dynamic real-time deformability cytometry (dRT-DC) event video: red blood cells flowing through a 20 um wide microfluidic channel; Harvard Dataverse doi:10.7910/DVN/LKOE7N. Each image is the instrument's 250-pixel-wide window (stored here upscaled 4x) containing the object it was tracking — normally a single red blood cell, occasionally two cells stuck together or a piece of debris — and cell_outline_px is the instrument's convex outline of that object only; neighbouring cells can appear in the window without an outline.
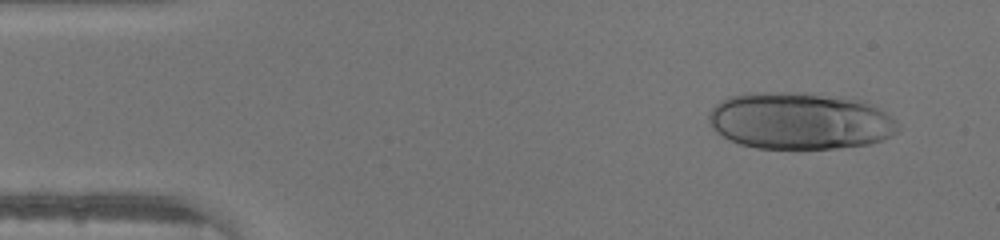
{"species": "human", "species_latin": "Homo sapiens", "temperature_condition": "warm", "stored_images_in_passage": 44, "camera_frame_rate_fps": 3000, "um_per_image_px": 0.085, "donor": {"sex": "male"}, "frame": {"image": 1, "passage_image": 3, "time_ms": 0.667, "image_size_px": [1000, 240], "cell_outline_px": [[900, 128], [892, 136], [868, 144], [836, 148], [756, 148], [740, 144], [728, 140], [716, 132], [708, 124], [708, 112], [720, 100], [728, 96], [748, 92], [800, 92], [868, 100], [892, 116], [900, 124]], "centroid_in_image_um": [67.99, 10.26], "position_along_channel_um": 17.0, "area_um2": 63.75}}
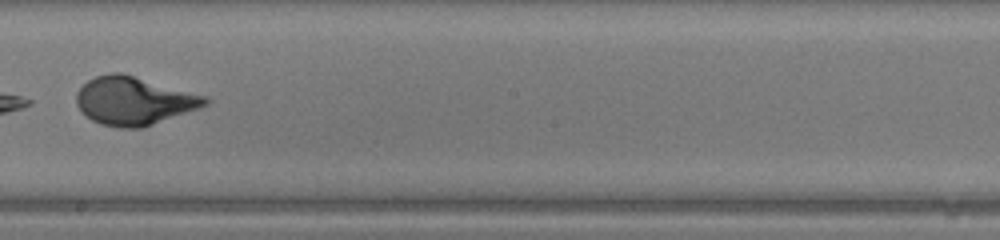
{"frame": {"image": 2, "passage_image": 25, "time_ms": 8.0, "image_size_px": [1000, 240], "cell_outline_px": [[212, 100], [208, 104], [200, 108], [144, 128], [120, 128], [100, 124], [92, 120], [80, 112], [76, 104], [76, 92], [88, 80], [96, 76], [108, 72], [124, 72], [208, 96]], "centroid_in_image_um": [11.41, 8.56], "position_along_channel_um": 236.8, "area_um2": 36.93}}
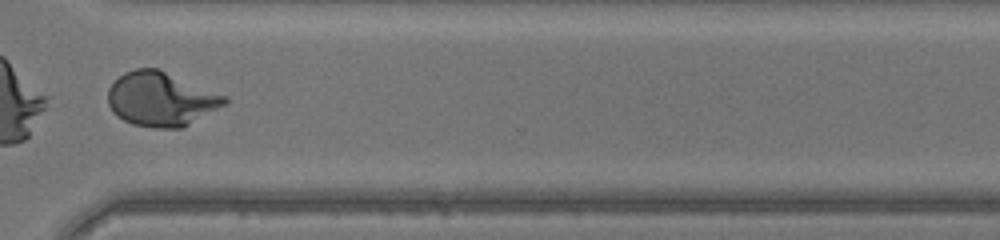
{"frame": {"image": 3, "passage_image": 33, "time_ms": 10.667, "image_size_px": [1000, 240], "cell_outline_px": [[228, 104], [184, 128], [152, 128], [132, 124], [116, 116], [112, 112], [108, 104], [108, 88], [124, 72], [136, 68], [156, 68], [228, 96]], "centroid_in_image_um": [13.71, 8.45], "position_along_channel_um": 356.9, "area_um2": 37.17}}